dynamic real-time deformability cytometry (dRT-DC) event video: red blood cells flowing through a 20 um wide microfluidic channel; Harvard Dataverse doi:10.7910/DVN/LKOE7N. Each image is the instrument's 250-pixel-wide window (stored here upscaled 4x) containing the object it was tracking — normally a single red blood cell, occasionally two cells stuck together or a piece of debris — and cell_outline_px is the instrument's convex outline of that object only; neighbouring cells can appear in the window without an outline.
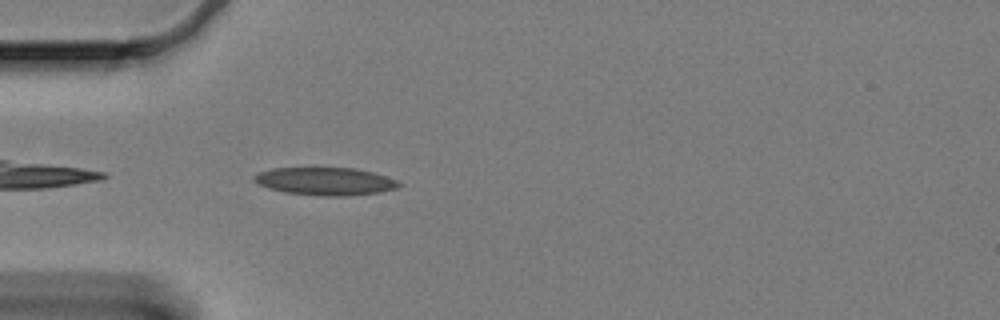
{"species": "Egyptian fruit bat (a non-hibernating species)", "species_latin": "Rousettus aegyptiacus", "temperature_condition": "cold", "stored_images_in_passage": 45, "camera_frame_rate_fps": 3000, "um_per_image_px": 0.085, "animal": {"sex": "female"}, "frame": {"image": 1, "passage_image": 3, "time_ms": 0.667, "image_size_px": [1000, 320], "cell_outline_px": [[404, 184], [396, 188], [380, 192], [344, 196], [324, 196], [284, 192], [268, 188], [256, 184], [252, 180], [252, 176], [260, 172], [272, 168], [356, 168], [372, 172], [396, 180]], "centroid_in_image_um": [27.61, 15.41], "position_along_channel_um": 57.4, "area_um2": 23.47}}
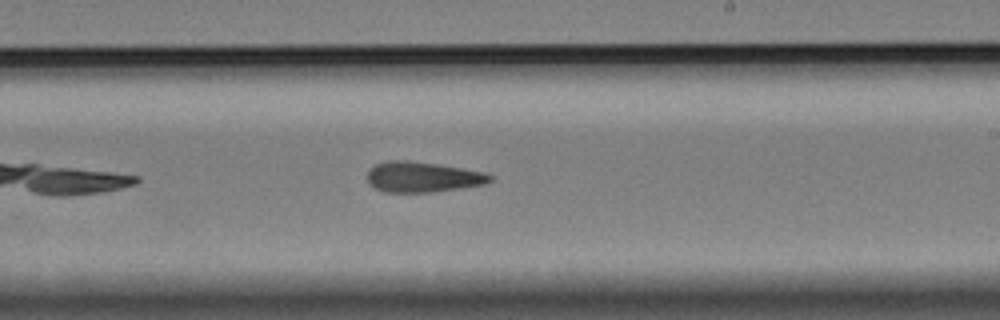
{"frame": {"image": 2, "passage_image": 21, "time_ms": 6.667, "image_size_px": [1000, 320], "cell_outline_px": [[492, 180], [484, 184], [460, 188], [432, 192], [384, 192], [368, 184], [368, 168], [376, 164], [388, 160], [408, 160], [436, 164], [484, 172], [492, 176]], "centroid_in_image_um": [35.88, 15.04], "position_along_channel_um": 253.1, "area_um2": 21.68}}
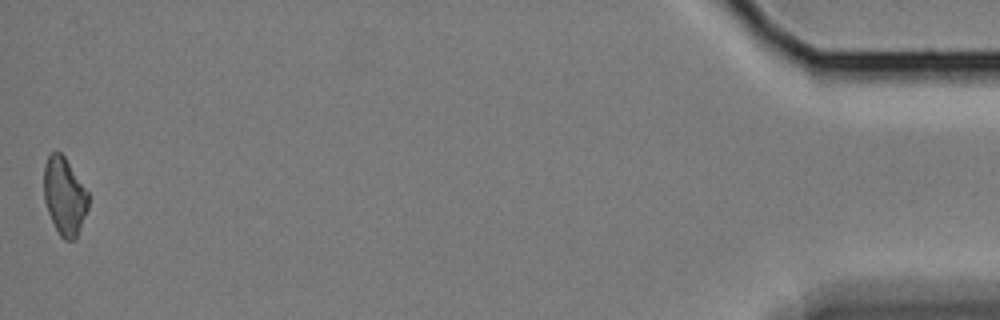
{"frame": {"image": 3, "passage_image": 45, "time_ms": 14.667, "image_size_px": [1000, 320], "cell_outline_px": [[88, 208], [76, 240], [64, 240], [60, 236], [48, 212], [44, 200], [44, 164], [48, 156], [52, 152], [60, 152], [64, 156], [88, 192]], "centroid_in_image_um": [5.48, 16.69], "position_along_channel_um": 429.7, "area_um2": 20.0}, "authors_computed_cell_mechanics": {"area_um2": 21.675, "velocity_mm_per_s": 3.3302, "shape_relaxation_time_tau1_ms": null, "shape_relaxation_time_tau2_ms": 9.9725, "deformation_change_tau1": null, "deformation_change_tau2": 0.2059}}